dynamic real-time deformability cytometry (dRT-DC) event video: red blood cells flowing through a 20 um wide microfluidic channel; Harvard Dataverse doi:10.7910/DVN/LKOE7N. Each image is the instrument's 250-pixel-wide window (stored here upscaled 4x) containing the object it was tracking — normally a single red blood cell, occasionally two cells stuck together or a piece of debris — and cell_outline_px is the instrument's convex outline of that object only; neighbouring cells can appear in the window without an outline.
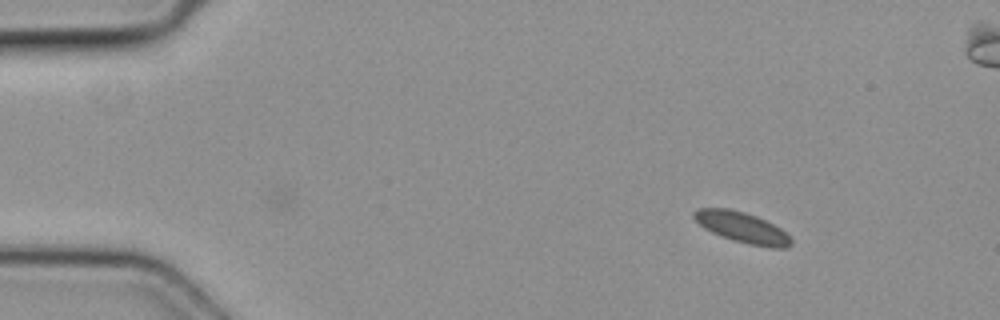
{"species": "common noctule bat (a hibernating species)", "species_latin": "Nyctalus noctula", "temperature_condition": "cold", "stored_images_in_passage": 6, "camera_frame_rate_fps": 3000, "um_per_image_px": 0.085, "animal": {"sex": "female", "body_mass_g": 19.3, "forearm_length_mm": 54.1}, "frame": {"image": 1, "passage_image": 2, "time_ms": 0.333, "image_size_px": [1000, 320], "cell_outline_px": [[792, 244], [788, 248], [768, 248], [732, 240], [712, 232], [704, 228], [692, 216], [692, 212], [696, 208], [728, 208], [744, 212], [756, 216], [780, 228], [792, 240]], "centroid_in_image_um": [63.07, 19.33], "position_along_channel_um": 21.9, "area_um2": 17.28}}
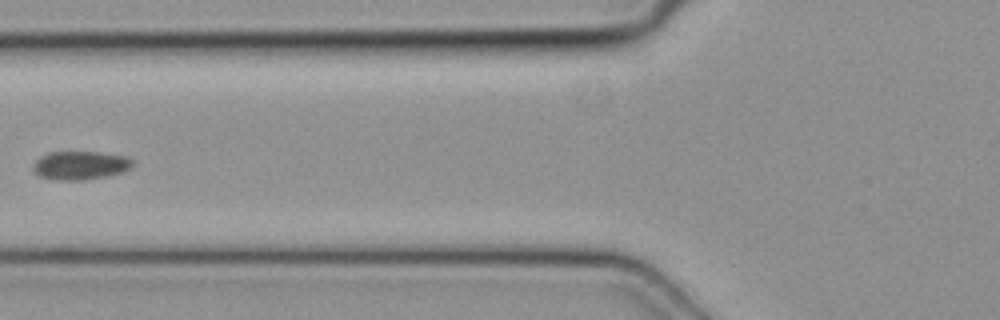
{"frame": {"image": 2, "passage_image": 5, "time_ms": 1.333, "image_size_px": [1000, 320], "cell_outline_px": [[136, 164], [132, 168], [124, 172], [84, 180], [56, 180], [40, 176], [32, 168], [32, 164], [40, 156], [48, 152], [96, 152], [128, 156], [136, 160]], "centroid_in_image_um": [6.89, 14.04], "position_along_channel_um": 118.9, "area_um2": 16.82}}
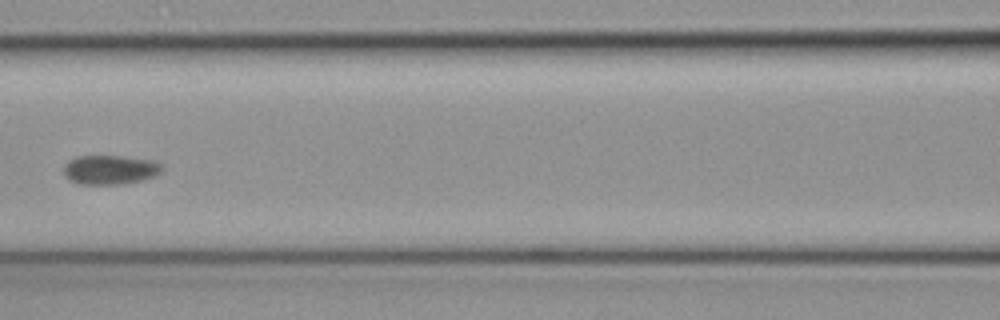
{"frame": {"image": 3, "passage_image": 6, "time_ms": 1.667, "image_size_px": [1000, 320], "cell_outline_px": [[164, 168], [156, 176], [144, 180], [124, 184], [80, 184], [68, 180], [64, 176], [64, 164], [68, 160], [76, 156], [120, 156], [152, 160], [160, 164]], "centroid_in_image_um": [9.34, 14.43], "position_along_channel_um": 157.3, "area_um2": 16.99}}